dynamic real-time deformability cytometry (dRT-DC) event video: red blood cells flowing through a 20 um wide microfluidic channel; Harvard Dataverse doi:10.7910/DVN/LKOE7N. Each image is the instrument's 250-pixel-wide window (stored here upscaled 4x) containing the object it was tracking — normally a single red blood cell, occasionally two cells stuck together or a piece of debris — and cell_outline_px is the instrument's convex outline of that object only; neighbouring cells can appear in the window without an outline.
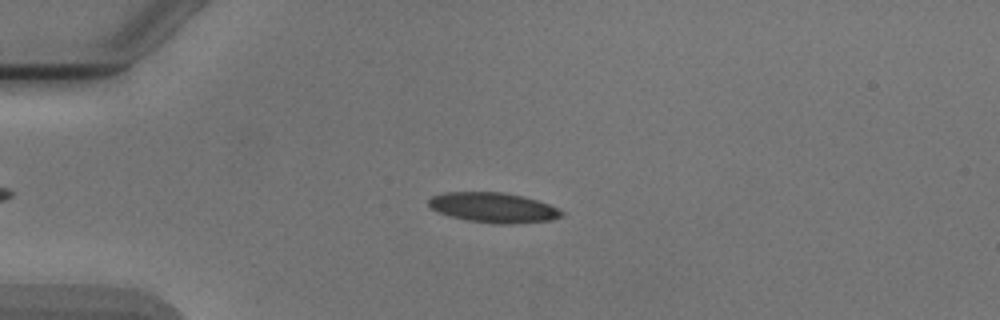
{"species": "Egyptian fruit bat (a non-hibernating species)", "species_latin": "Rousettus aegyptiacus", "temperature_condition": "cold", "stored_images_in_passage": 48, "camera_frame_rate_fps": 3000, "um_per_image_px": 0.085, "animal": {"sex": "male"}, "frame": {"image": 1, "passage_image": 13, "time_ms": 4.0, "image_size_px": [1000, 320], "cell_outline_px": [[564, 216], [552, 220], [516, 224], [492, 224], [468, 220], [448, 216], [436, 212], [428, 204], [428, 200], [432, 196], [444, 192], [504, 192], [524, 196], [548, 204], [564, 212]], "centroid_in_image_um": [41.93, 17.65], "position_along_channel_um": 43.1, "area_um2": 23.52}}
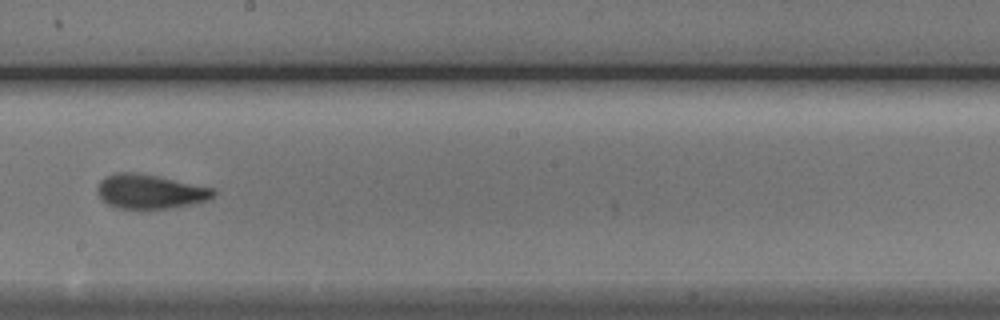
{"frame": {"image": 2, "passage_image": 30, "time_ms": 9.667, "image_size_px": [1000, 320], "cell_outline_px": [[216, 196], [208, 200], [192, 204], [168, 208], [140, 212], [116, 208], [108, 204], [96, 192], [96, 188], [100, 180], [108, 176], [120, 172], [132, 172], [156, 176], [216, 188]], "centroid_in_image_um": [12.77, 16.33], "position_along_channel_um": 235.4, "area_um2": 23.81}}
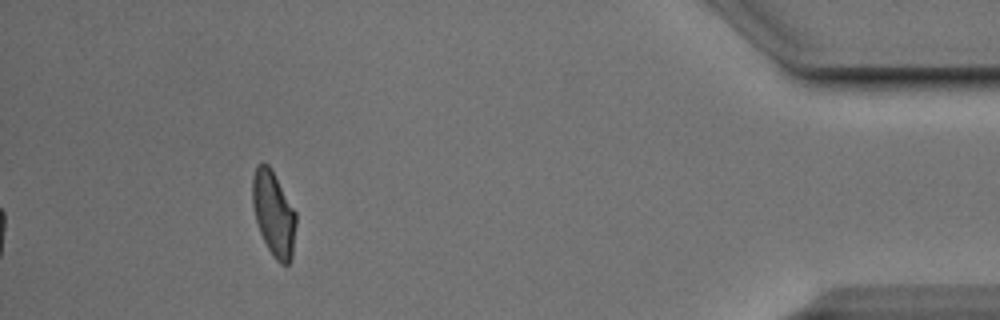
{"frame": {"image": 3, "passage_image": 48, "time_ms": 15.667, "image_size_px": [1000, 320], "cell_outline_px": [[296, 224], [292, 260], [288, 264], [280, 264], [276, 260], [268, 248], [260, 232], [256, 220], [252, 204], [252, 176], [256, 168], [264, 160], [272, 168], [296, 212]], "centroid_in_image_um": [23.27, 18.14], "position_along_channel_um": 411.9, "area_um2": 21.73}, "authors_computed_cell_mechanics": {"area_um2": 23.0044, "velocity_mm_per_s": 3.8895, "shape_relaxation_time_tau1_ms": 3.6952, "shape_relaxation_time_tau2_ms": 1.1317, "deformation_change_tau1": 0.1472, "deformation_change_tau2": 0.0738}}